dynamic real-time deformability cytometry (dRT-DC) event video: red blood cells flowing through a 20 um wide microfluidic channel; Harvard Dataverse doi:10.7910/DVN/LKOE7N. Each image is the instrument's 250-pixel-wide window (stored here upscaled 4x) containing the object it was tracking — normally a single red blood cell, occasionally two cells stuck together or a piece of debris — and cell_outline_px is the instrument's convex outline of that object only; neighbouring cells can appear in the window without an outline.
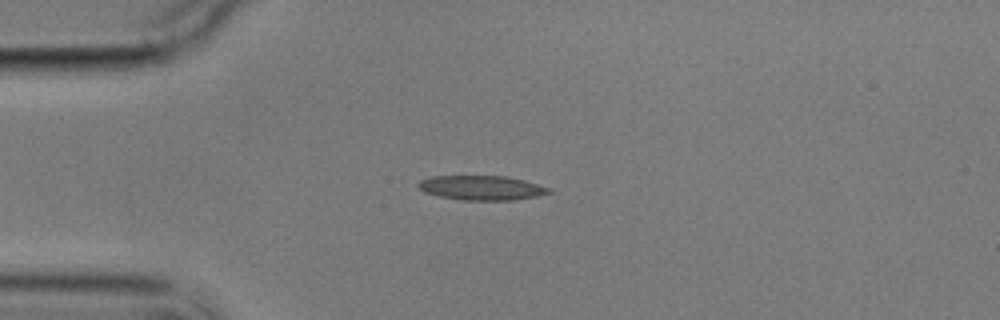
{"species": "common noctule bat (a hibernating species)", "species_latin": "Nyctalus noctula", "temperature_condition": "cold", "stored_images_in_passage": 2, "camera_frame_rate_fps": 3000, "um_per_image_px": 0.085, "animal": {"sex": "male", "body_mass_g": 17.9}, "frame": {"image": 1, "passage_image": 1, "time_ms": 0.0, "image_size_px": [1000, 320], "cell_outline_px": [[552, 192], [536, 196], [512, 200], [460, 200], [440, 196], [424, 192], [416, 184], [420, 180], [432, 176], [504, 176], [524, 180], [552, 188]], "centroid_in_image_um": [40.94, 15.96], "position_along_channel_um": 44.1, "area_um2": 18.61}}